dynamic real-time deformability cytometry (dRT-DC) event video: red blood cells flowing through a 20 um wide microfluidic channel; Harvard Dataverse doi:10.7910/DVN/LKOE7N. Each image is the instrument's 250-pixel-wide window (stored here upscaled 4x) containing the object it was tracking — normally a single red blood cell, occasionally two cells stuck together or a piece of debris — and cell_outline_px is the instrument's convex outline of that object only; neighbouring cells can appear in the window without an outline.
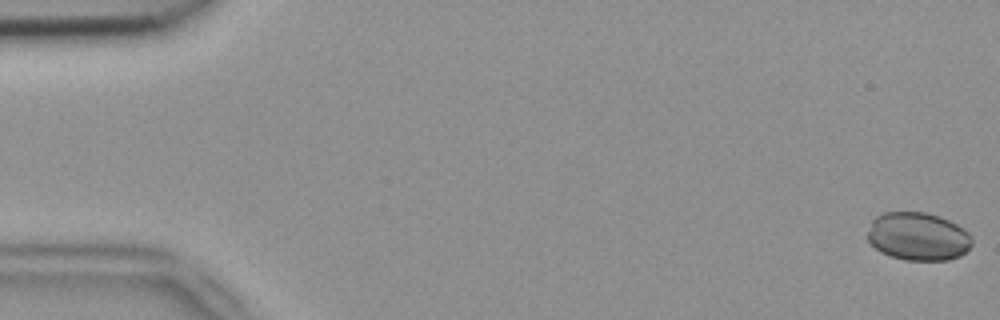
{"species": "common noctule bat (a hibernating species)", "species_latin": "Nyctalus noctula", "temperature_condition": "room temperature", "stored_images_in_passage": 54, "camera_frame_rate_fps": 3000, "um_per_image_px": 0.085, "animal": {"sex": "female", "body_mass_g": 18.4}, "frame": {"image": 1, "passage_image": 1, "time_ms": 0.0, "image_size_px": [1000, 320], "cell_outline_px": [[972, 244], [960, 256], [948, 260], [904, 260], [880, 252], [868, 240], [868, 232], [872, 220], [876, 216], [884, 212], [928, 212], [940, 216], [964, 228], [972, 236]], "centroid_in_image_um": [78.05, 20.09], "position_along_channel_um": 7.0, "area_um2": 29.36}}
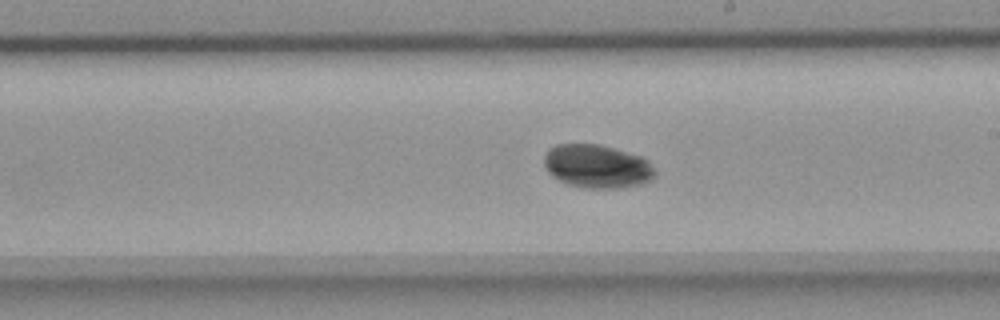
{"frame": {"image": 2, "passage_image": 31, "time_ms": 10.0, "image_size_px": [1000, 320], "cell_outline_px": [[656, 176], [652, 180], [640, 184], [620, 188], [584, 188], [568, 184], [552, 176], [548, 172], [544, 164], [544, 156], [548, 148], [556, 144], [600, 144], [644, 156], [648, 160], [656, 172]], "centroid_in_image_um": [50.77, 14.13], "position_along_channel_um": 238.2, "area_um2": 28.44}}
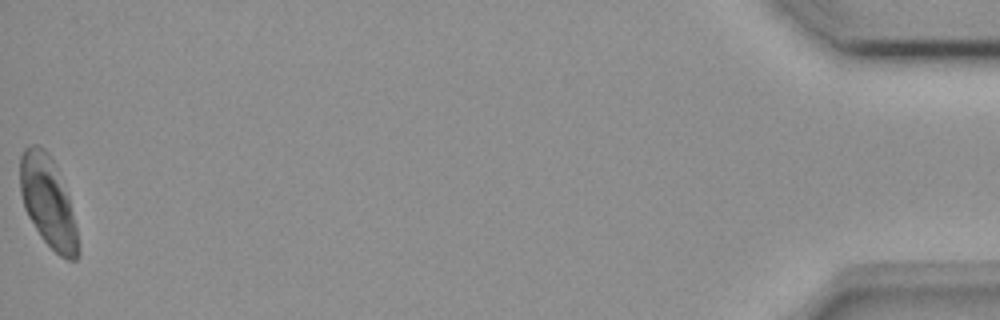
{"frame": {"image": 3, "passage_image": 54, "time_ms": 17.667, "image_size_px": [1000, 320], "cell_outline_px": [[80, 252], [76, 260], [68, 260], [60, 256], [40, 236], [28, 216], [24, 208], [20, 192], [20, 156], [24, 148], [28, 144], [40, 144], [48, 152], [56, 164], [68, 196], [76, 228], [80, 248]], "centroid_in_image_um": [4.07, 17.12], "position_along_channel_um": 431.1, "area_um2": 30.87}, "authors_computed_cell_mechanics": {"area_um2": 29.0156, "velocity_mm_per_s": 3.7813, "shape_relaxation_time_tau1_ms": 1.1122, "shape_relaxation_time_tau2_ms": null, "deformation_change_tau1": 0.0405, "deformation_change_tau2": null}}